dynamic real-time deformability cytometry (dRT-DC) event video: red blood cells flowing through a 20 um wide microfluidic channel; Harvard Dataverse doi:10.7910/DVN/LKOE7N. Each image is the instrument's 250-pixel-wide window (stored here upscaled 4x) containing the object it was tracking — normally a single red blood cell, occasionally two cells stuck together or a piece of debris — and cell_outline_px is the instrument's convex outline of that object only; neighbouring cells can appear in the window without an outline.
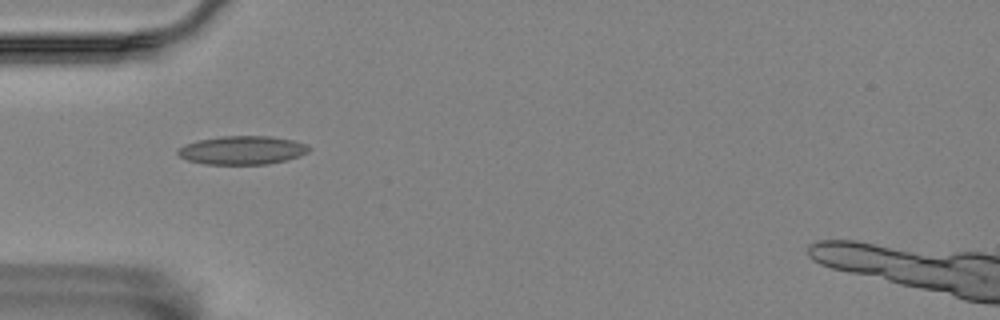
{"species": "Egyptian fruit bat (a non-hibernating species)", "species_latin": "Rousettus aegyptiacus", "temperature_condition": "room temperature", "stored_images_in_passage": 2, "camera_frame_rate_fps": 3000, "um_per_image_px": 0.085, "animal": {"sex": "female"}, "frame": {"image": 1, "passage_image": 1, "time_ms": 0.0, "image_size_px": [1000, 320], "cell_outline_px": [[312, 148], [308, 152], [300, 156], [268, 164], [204, 164], [188, 160], [180, 156], [176, 152], [184, 144], [196, 140], [220, 136], [272, 136], [292, 140], [308, 144]], "centroid_in_image_um": [20.6, 12.76], "position_along_channel_um": 64.4, "area_um2": 21.91}}
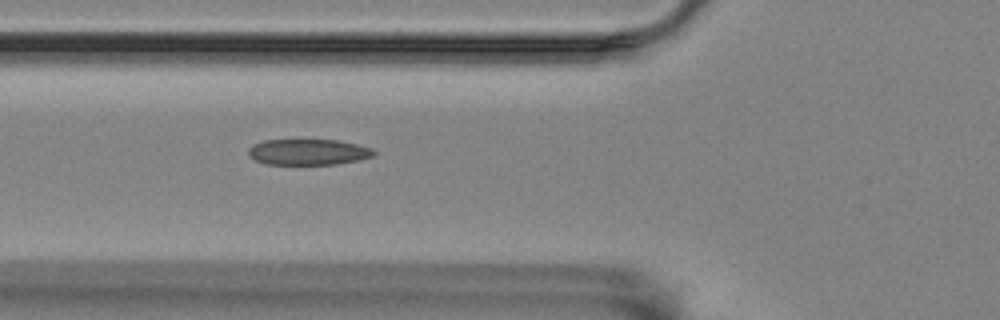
{"frame": {"image": 2, "passage_image": 2, "time_ms": 0.333, "image_size_px": [1000, 320], "cell_outline_px": [[376, 152], [372, 156], [360, 160], [336, 164], [264, 164], [248, 156], [248, 148], [252, 144], [264, 140], [340, 140], [372, 148]], "centroid_in_image_um": [26.18, 12.92], "position_along_channel_um": 99.6, "area_um2": 19.02}}